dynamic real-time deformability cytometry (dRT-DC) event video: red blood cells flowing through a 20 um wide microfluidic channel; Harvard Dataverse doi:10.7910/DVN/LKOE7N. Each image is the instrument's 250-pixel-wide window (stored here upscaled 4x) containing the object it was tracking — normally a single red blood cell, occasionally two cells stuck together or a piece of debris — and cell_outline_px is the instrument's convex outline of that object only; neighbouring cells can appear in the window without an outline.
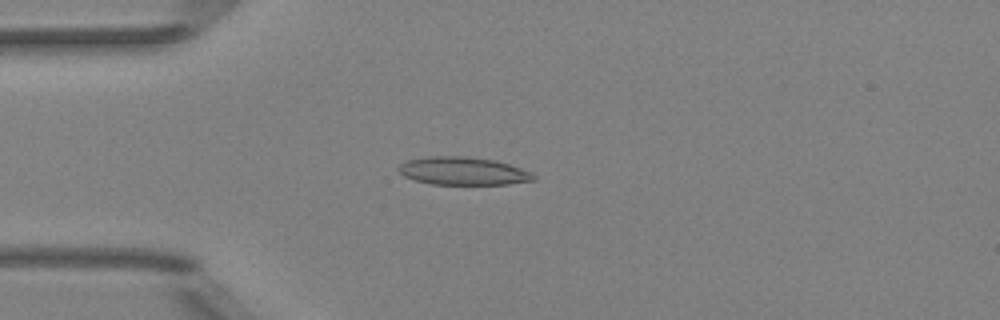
{"species": "Egyptian fruit bat (a non-hibernating species)", "species_latin": "Rousettus aegyptiacus", "temperature_condition": "room temperature", "stored_images_in_passage": 50, "camera_frame_rate_fps": 3000, "um_per_image_px": 0.085, "animal": {"sex": "female"}, "frame": {"image": 1, "passage_image": 13, "time_ms": 4.0, "image_size_px": [1000, 320], "cell_outline_px": [[536, 180], [508, 184], [432, 184], [416, 180], [404, 176], [396, 168], [400, 164], [408, 160], [428, 156], [464, 156], [496, 160], [532, 172], [536, 176]], "centroid_in_image_um": [39.37, 14.53], "position_along_channel_um": 45.6, "area_um2": 21.96}}
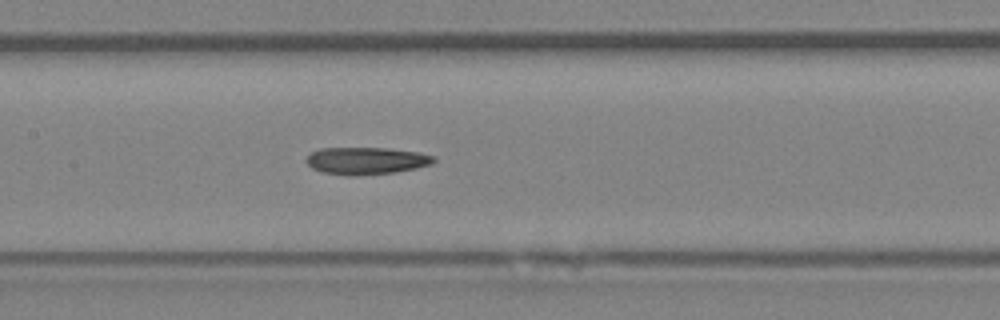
{"frame": {"image": 2, "passage_image": 24, "time_ms": 7.667, "image_size_px": [1000, 320], "cell_outline_px": [[436, 160], [432, 164], [416, 168], [396, 172], [352, 176], [348, 176], [324, 172], [312, 168], [304, 160], [312, 152], [320, 148], [388, 148], [420, 152], [436, 156]], "centroid_in_image_um": [31.17, 13.66], "position_along_channel_um": 176.2, "area_um2": 20.35}}
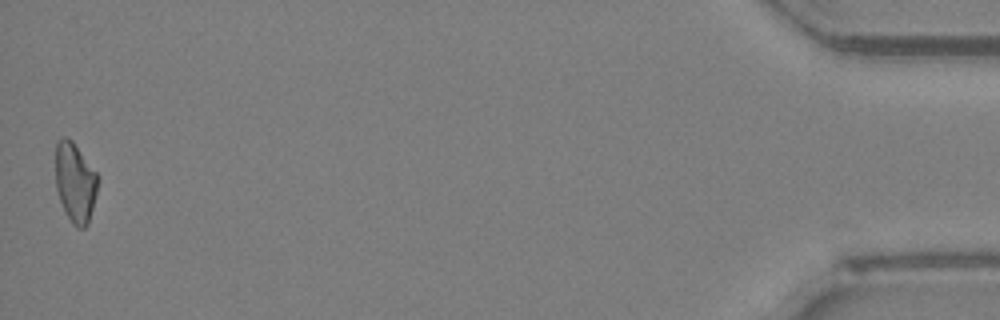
{"frame": {"image": 3, "passage_image": 50, "time_ms": 16.333, "image_size_px": [1000, 320], "cell_outline_px": [[100, 180], [88, 224], [84, 228], [76, 228], [72, 224], [64, 212], [56, 188], [56, 140], [64, 136], [68, 136], [72, 140], [100, 176]], "centroid_in_image_um": [6.4, 15.5], "position_along_channel_um": 428.8, "area_um2": 20.06}}